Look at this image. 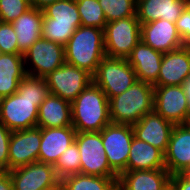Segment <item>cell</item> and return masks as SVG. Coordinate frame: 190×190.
I'll use <instances>...</instances> for the list:
<instances>
[{
  "label": "cell",
  "mask_w": 190,
  "mask_h": 190,
  "mask_svg": "<svg viewBox=\"0 0 190 190\" xmlns=\"http://www.w3.org/2000/svg\"><path fill=\"white\" fill-rule=\"evenodd\" d=\"M41 128L13 131L9 142L8 171L38 162Z\"/></svg>",
  "instance_id": "cell-14"
},
{
  "label": "cell",
  "mask_w": 190,
  "mask_h": 190,
  "mask_svg": "<svg viewBox=\"0 0 190 190\" xmlns=\"http://www.w3.org/2000/svg\"><path fill=\"white\" fill-rule=\"evenodd\" d=\"M26 75L23 54L0 53V98L16 93Z\"/></svg>",
  "instance_id": "cell-26"
},
{
  "label": "cell",
  "mask_w": 190,
  "mask_h": 190,
  "mask_svg": "<svg viewBox=\"0 0 190 190\" xmlns=\"http://www.w3.org/2000/svg\"><path fill=\"white\" fill-rule=\"evenodd\" d=\"M30 8V0H0V21L11 23Z\"/></svg>",
  "instance_id": "cell-31"
},
{
  "label": "cell",
  "mask_w": 190,
  "mask_h": 190,
  "mask_svg": "<svg viewBox=\"0 0 190 190\" xmlns=\"http://www.w3.org/2000/svg\"><path fill=\"white\" fill-rule=\"evenodd\" d=\"M42 11V38L65 46L81 26L76 1L58 0Z\"/></svg>",
  "instance_id": "cell-5"
},
{
  "label": "cell",
  "mask_w": 190,
  "mask_h": 190,
  "mask_svg": "<svg viewBox=\"0 0 190 190\" xmlns=\"http://www.w3.org/2000/svg\"><path fill=\"white\" fill-rule=\"evenodd\" d=\"M154 86L136 81L122 94L109 99V116L113 124L137 123L153 111Z\"/></svg>",
  "instance_id": "cell-4"
},
{
  "label": "cell",
  "mask_w": 190,
  "mask_h": 190,
  "mask_svg": "<svg viewBox=\"0 0 190 190\" xmlns=\"http://www.w3.org/2000/svg\"><path fill=\"white\" fill-rule=\"evenodd\" d=\"M75 141L81 156L80 173L92 176L118 177L108 164L101 132H76Z\"/></svg>",
  "instance_id": "cell-8"
},
{
  "label": "cell",
  "mask_w": 190,
  "mask_h": 190,
  "mask_svg": "<svg viewBox=\"0 0 190 190\" xmlns=\"http://www.w3.org/2000/svg\"><path fill=\"white\" fill-rule=\"evenodd\" d=\"M9 173L14 190H43L61 182L54 165L42 162L17 167Z\"/></svg>",
  "instance_id": "cell-13"
},
{
  "label": "cell",
  "mask_w": 190,
  "mask_h": 190,
  "mask_svg": "<svg viewBox=\"0 0 190 190\" xmlns=\"http://www.w3.org/2000/svg\"><path fill=\"white\" fill-rule=\"evenodd\" d=\"M49 94L45 78L26 75L16 93L0 98V121L12 132L37 127L39 106Z\"/></svg>",
  "instance_id": "cell-1"
},
{
  "label": "cell",
  "mask_w": 190,
  "mask_h": 190,
  "mask_svg": "<svg viewBox=\"0 0 190 190\" xmlns=\"http://www.w3.org/2000/svg\"><path fill=\"white\" fill-rule=\"evenodd\" d=\"M171 174L166 168L125 171L118 176V190H165L170 186Z\"/></svg>",
  "instance_id": "cell-20"
},
{
  "label": "cell",
  "mask_w": 190,
  "mask_h": 190,
  "mask_svg": "<svg viewBox=\"0 0 190 190\" xmlns=\"http://www.w3.org/2000/svg\"><path fill=\"white\" fill-rule=\"evenodd\" d=\"M92 78L108 99L122 94L137 81L136 73L127 59L107 56L102 59Z\"/></svg>",
  "instance_id": "cell-6"
},
{
  "label": "cell",
  "mask_w": 190,
  "mask_h": 190,
  "mask_svg": "<svg viewBox=\"0 0 190 190\" xmlns=\"http://www.w3.org/2000/svg\"><path fill=\"white\" fill-rule=\"evenodd\" d=\"M23 57L25 65L30 61L32 63V68L25 66L27 75L45 78L65 63L64 46L41 37L28 48Z\"/></svg>",
  "instance_id": "cell-12"
},
{
  "label": "cell",
  "mask_w": 190,
  "mask_h": 190,
  "mask_svg": "<svg viewBox=\"0 0 190 190\" xmlns=\"http://www.w3.org/2000/svg\"><path fill=\"white\" fill-rule=\"evenodd\" d=\"M190 0H137L136 15L140 24L159 19L175 23Z\"/></svg>",
  "instance_id": "cell-22"
},
{
  "label": "cell",
  "mask_w": 190,
  "mask_h": 190,
  "mask_svg": "<svg viewBox=\"0 0 190 190\" xmlns=\"http://www.w3.org/2000/svg\"><path fill=\"white\" fill-rule=\"evenodd\" d=\"M31 1V7H34L39 10H43L47 6L51 5L54 2H57L58 0H30Z\"/></svg>",
  "instance_id": "cell-37"
},
{
  "label": "cell",
  "mask_w": 190,
  "mask_h": 190,
  "mask_svg": "<svg viewBox=\"0 0 190 190\" xmlns=\"http://www.w3.org/2000/svg\"><path fill=\"white\" fill-rule=\"evenodd\" d=\"M170 186L173 190H190V183H188L179 173L171 175Z\"/></svg>",
  "instance_id": "cell-35"
},
{
  "label": "cell",
  "mask_w": 190,
  "mask_h": 190,
  "mask_svg": "<svg viewBox=\"0 0 190 190\" xmlns=\"http://www.w3.org/2000/svg\"><path fill=\"white\" fill-rule=\"evenodd\" d=\"M45 80L50 94L70 103L93 82L92 75L86 70L67 63L51 72Z\"/></svg>",
  "instance_id": "cell-11"
},
{
  "label": "cell",
  "mask_w": 190,
  "mask_h": 190,
  "mask_svg": "<svg viewBox=\"0 0 190 190\" xmlns=\"http://www.w3.org/2000/svg\"><path fill=\"white\" fill-rule=\"evenodd\" d=\"M177 31L185 46H190V4L175 22Z\"/></svg>",
  "instance_id": "cell-34"
},
{
  "label": "cell",
  "mask_w": 190,
  "mask_h": 190,
  "mask_svg": "<svg viewBox=\"0 0 190 190\" xmlns=\"http://www.w3.org/2000/svg\"><path fill=\"white\" fill-rule=\"evenodd\" d=\"M81 25L105 28L107 21L98 0H75Z\"/></svg>",
  "instance_id": "cell-28"
},
{
  "label": "cell",
  "mask_w": 190,
  "mask_h": 190,
  "mask_svg": "<svg viewBox=\"0 0 190 190\" xmlns=\"http://www.w3.org/2000/svg\"><path fill=\"white\" fill-rule=\"evenodd\" d=\"M190 166V123L174 125L167 151L165 168L171 175Z\"/></svg>",
  "instance_id": "cell-19"
},
{
  "label": "cell",
  "mask_w": 190,
  "mask_h": 190,
  "mask_svg": "<svg viewBox=\"0 0 190 190\" xmlns=\"http://www.w3.org/2000/svg\"><path fill=\"white\" fill-rule=\"evenodd\" d=\"M118 177L92 176L77 173L61 180L65 190H118Z\"/></svg>",
  "instance_id": "cell-27"
},
{
  "label": "cell",
  "mask_w": 190,
  "mask_h": 190,
  "mask_svg": "<svg viewBox=\"0 0 190 190\" xmlns=\"http://www.w3.org/2000/svg\"><path fill=\"white\" fill-rule=\"evenodd\" d=\"M131 126L135 138L151 144L160 149L164 154L166 153L174 127L173 123L165 120L153 110Z\"/></svg>",
  "instance_id": "cell-15"
},
{
  "label": "cell",
  "mask_w": 190,
  "mask_h": 190,
  "mask_svg": "<svg viewBox=\"0 0 190 190\" xmlns=\"http://www.w3.org/2000/svg\"><path fill=\"white\" fill-rule=\"evenodd\" d=\"M100 132L108 164L119 176L127 171L130 146L134 137L132 126L110 123Z\"/></svg>",
  "instance_id": "cell-10"
},
{
  "label": "cell",
  "mask_w": 190,
  "mask_h": 190,
  "mask_svg": "<svg viewBox=\"0 0 190 190\" xmlns=\"http://www.w3.org/2000/svg\"><path fill=\"white\" fill-rule=\"evenodd\" d=\"M190 76V46L163 54L157 82L153 86L184 85Z\"/></svg>",
  "instance_id": "cell-17"
},
{
  "label": "cell",
  "mask_w": 190,
  "mask_h": 190,
  "mask_svg": "<svg viewBox=\"0 0 190 190\" xmlns=\"http://www.w3.org/2000/svg\"><path fill=\"white\" fill-rule=\"evenodd\" d=\"M0 53L22 54L18 49L17 34L11 23L0 21Z\"/></svg>",
  "instance_id": "cell-32"
},
{
  "label": "cell",
  "mask_w": 190,
  "mask_h": 190,
  "mask_svg": "<svg viewBox=\"0 0 190 190\" xmlns=\"http://www.w3.org/2000/svg\"><path fill=\"white\" fill-rule=\"evenodd\" d=\"M165 190H173V189H172V187H171V186H169V187H168L167 189H165Z\"/></svg>",
  "instance_id": "cell-41"
},
{
  "label": "cell",
  "mask_w": 190,
  "mask_h": 190,
  "mask_svg": "<svg viewBox=\"0 0 190 190\" xmlns=\"http://www.w3.org/2000/svg\"><path fill=\"white\" fill-rule=\"evenodd\" d=\"M71 113L76 132H100L111 123L109 99L93 82L71 103Z\"/></svg>",
  "instance_id": "cell-2"
},
{
  "label": "cell",
  "mask_w": 190,
  "mask_h": 190,
  "mask_svg": "<svg viewBox=\"0 0 190 190\" xmlns=\"http://www.w3.org/2000/svg\"><path fill=\"white\" fill-rule=\"evenodd\" d=\"M65 63L86 70L92 76L105 55L104 30L79 26L64 46Z\"/></svg>",
  "instance_id": "cell-3"
},
{
  "label": "cell",
  "mask_w": 190,
  "mask_h": 190,
  "mask_svg": "<svg viewBox=\"0 0 190 190\" xmlns=\"http://www.w3.org/2000/svg\"><path fill=\"white\" fill-rule=\"evenodd\" d=\"M73 126L41 128L38 162L55 165L60 155L75 141Z\"/></svg>",
  "instance_id": "cell-18"
},
{
  "label": "cell",
  "mask_w": 190,
  "mask_h": 190,
  "mask_svg": "<svg viewBox=\"0 0 190 190\" xmlns=\"http://www.w3.org/2000/svg\"><path fill=\"white\" fill-rule=\"evenodd\" d=\"M163 54V52L154 50L140 40L127 58L136 73L138 81L151 85L157 82Z\"/></svg>",
  "instance_id": "cell-21"
},
{
  "label": "cell",
  "mask_w": 190,
  "mask_h": 190,
  "mask_svg": "<svg viewBox=\"0 0 190 190\" xmlns=\"http://www.w3.org/2000/svg\"><path fill=\"white\" fill-rule=\"evenodd\" d=\"M72 126L71 103L49 94L38 109V128Z\"/></svg>",
  "instance_id": "cell-23"
},
{
  "label": "cell",
  "mask_w": 190,
  "mask_h": 190,
  "mask_svg": "<svg viewBox=\"0 0 190 190\" xmlns=\"http://www.w3.org/2000/svg\"><path fill=\"white\" fill-rule=\"evenodd\" d=\"M107 23L136 15L137 0H98Z\"/></svg>",
  "instance_id": "cell-30"
},
{
  "label": "cell",
  "mask_w": 190,
  "mask_h": 190,
  "mask_svg": "<svg viewBox=\"0 0 190 190\" xmlns=\"http://www.w3.org/2000/svg\"><path fill=\"white\" fill-rule=\"evenodd\" d=\"M153 110L174 125L190 123V104L184 85L154 86Z\"/></svg>",
  "instance_id": "cell-9"
},
{
  "label": "cell",
  "mask_w": 190,
  "mask_h": 190,
  "mask_svg": "<svg viewBox=\"0 0 190 190\" xmlns=\"http://www.w3.org/2000/svg\"><path fill=\"white\" fill-rule=\"evenodd\" d=\"M184 87L190 104V76L187 78L186 82L184 83Z\"/></svg>",
  "instance_id": "cell-39"
},
{
  "label": "cell",
  "mask_w": 190,
  "mask_h": 190,
  "mask_svg": "<svg viewBox=\"0 0 190 190\" xmlns=\"http://www.w3.org/2000/svg\"><path fill=\"white\" fill-rule=\"evenodd\" d=\"M42 20L43 11L31 7L11 22L17 34L18 49L22 54L42 37Z\"/></svg>",
  "instance_id": "cell-24"
},
{
  "label": "cell",
  "mask_w": 190,
  "mask_h": 190,
  "mask_svg": "<svg viewBox=\"0 0 190 190\" xmlns=\"http://www.w3.org/2000/svg\"><path fill=\"white\" fill-rule=\"evenodd\" d=\"M0 190H14L10 173L7 170H0Z\"/></svg>",
  "instance_id": "cell-36"
},
{
  "label": "cell",
  "mask_w": 190,
  "mask_h": 190,
  "mask_svg": "<svg viewBox=\"0 0 190 190\" xmlns=\"http://www.w3.org/2000/svg\"><path fill=\"white\" fill-rule=\"evenodd\" d=\"M179 174H180L188 183H190V166L184 168Z\"/></svg>",
  "instance_id": "cell-38"
},
{
  "label": "cell",
  "mask_w": 190,
  "mask_h": 190,
  "mask_svg": "<svg viewBox=\"0 0 190 190\" xmlns=\"http://www.w3.org/2000/svg\"><path fill=\"white\" fill-rule=\"evenodd\" d=\"M12 131L0 121V169L8 171L9 142Z\"/></svg>",
  "instance_id": "cell-33"
},
{
  "label": "cell",
  "mask_w": 190,
  "mask_h": 190,
  "mask_svg": "<svg viewBox=\"0 0 190 190\" xmlns=\"http://www.w3.org/2000/svg\"><path fill=\"white\" fill-rule=\"evenodd\" d=\"M141 41L154 50L166 53L182 48L184 42L173 22L159 19L154 22L141 24Z\"/></svg>",
  "instance_id": "cell-16"
},
{
  "label": "cell",
  "mask_w": 190,
  "mask_h": 190,
  "mask_svg": "<svg viewBox=\"0 0 190 190\" xmlns=\"http://www.w3.org/2000/svg\"><path fill=\"white\" fill-rule=\"evenodd\" d=\"M80 153L76 141L60 155L59 160L54 165L55 172L60 180L69 175L80 173Z\"/></svg>",
  "instance_id": "cell-29"
},
{
  "label": "cell",
  "mask_w": 190,
  "mask_h": 190,
  "mask_svg": "<svg viewBox=\"0 0 190 190\" xmlns=\"http://www.w3.org/2000/svg\"><path fill=\"white\" fill-rule=\"evenodd\" d=\"M165 168V154L151 144L133 137L127 171Z\"/></svg>",
  "instance_id": "cell-25"
},
{
  "label": "cell",
  "mask_w": 190,
  "mask_h": 190,
  "mask_svg": "<svg viewBox=\"0 0 190 190\" xmlns=\"http://www.w3.org/2000/svg\"><path fill=\"white\" fill-rule=\"evenodd\" d=\"M62 183L60 182L57 186H52V187H49L47 189H43V190H61L62 188Z\"/></svg>",
  "instance_id": "cell-40"
},
{
  "label": "cell",
  "mask_w": 190,
  "mask_h": 190,
  "mask_svg": "<svg viewBox=\"0 0 190 190\" xmlns=\"http://www.w3.org/2000/svg\"><path fill=\"white\" fill-rule=\"evenodd\" d=\"M140 31L137 16L108 22L104 28L105 55L127 59L141 40Z\"/></svg>",
  "instance_id": "cell-7"
}]
</instances>
